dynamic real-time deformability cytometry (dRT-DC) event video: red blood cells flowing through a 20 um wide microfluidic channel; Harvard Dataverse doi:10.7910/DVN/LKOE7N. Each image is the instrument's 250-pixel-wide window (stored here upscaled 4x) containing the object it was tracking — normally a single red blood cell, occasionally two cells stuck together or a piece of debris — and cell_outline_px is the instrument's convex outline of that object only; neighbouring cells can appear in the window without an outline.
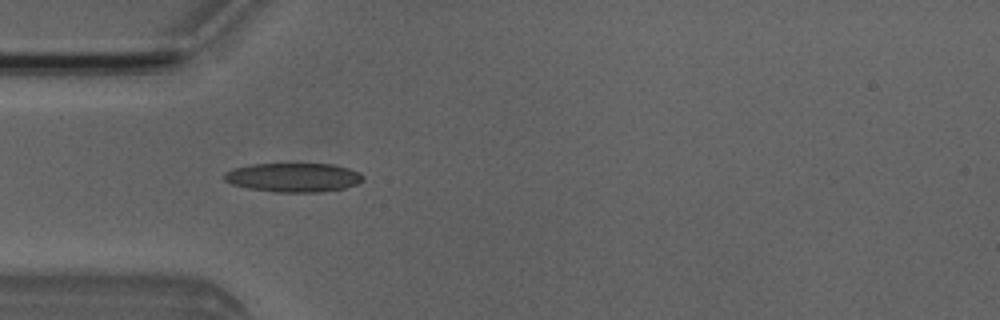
{"species": "Egyptian fruit bat (a non-hibernating species)", "species_latin": "Rousettus aegyptiacus", "temperature_condition": "room temperature", "stored_images_in_passage": 7, "camera_frame_rate_fps": 3000, "um_per_image_px": 0.085, "animal": {"sex": "male"}, "frame": {"image": 1, "passage_image": 5, "time_ms": 4.667, "image_size_px": [1000, 320], "cell_outline_px": [[364, 180], [356, 184], [344, 188], [320, 192], [276, 192], [248, 188], [232, 184], [224, 180], [224, 176], [228, 172], [236, 168], [252, 164], [332, 164], [348, 168], [360, 172], [364, 176]], "centroid_in_image_um": [24.99, 15.08], "position_along_channel_um": 60.0, "area_um2": 23.29}}